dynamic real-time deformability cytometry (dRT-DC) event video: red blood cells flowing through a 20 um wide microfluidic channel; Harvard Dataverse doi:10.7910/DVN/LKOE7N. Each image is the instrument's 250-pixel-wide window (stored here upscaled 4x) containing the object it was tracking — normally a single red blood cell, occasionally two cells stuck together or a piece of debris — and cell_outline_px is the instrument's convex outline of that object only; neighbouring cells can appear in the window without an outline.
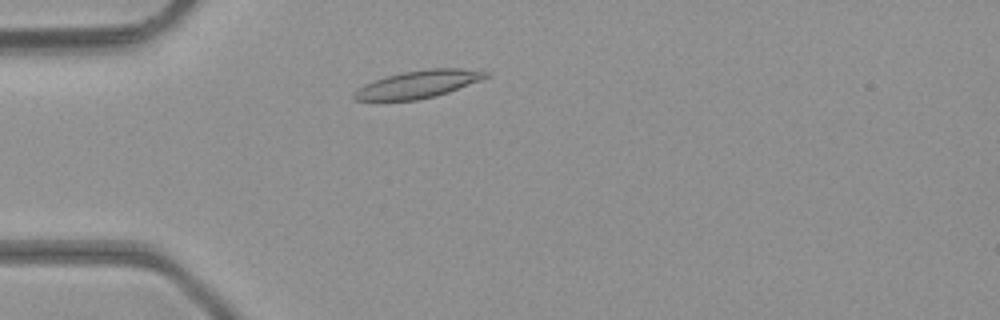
{"species": "common noctule bat (a hibernating species)", "species_latin": "Nyctalus noctula", "temperature_condition": "room temperature", "stored_images_in_passage": 2, "camera_frame_rate_fps": 3000, "um_per_image_px": 0.085, "animal": {"sex": "male", "body_mass_g": 23.1, "forearm_length_mm": 52.7}, "frame": {"image": 1, "passage_image": 2, "time_ms": 0.333, "image_size_px": [1000, 320], "cell_outline_px": [[492, 76], [448, 92], [436, 96], [416, 100], [352, 100], [352, 96], [364, 84], [388, 76], [404, 72], [428, 68], [460, 68], [492, 72]], "centroid_in_image_um": [35.63, 7.15], "position_along_channel_um": 49.4, "area_um2": 20.98}}